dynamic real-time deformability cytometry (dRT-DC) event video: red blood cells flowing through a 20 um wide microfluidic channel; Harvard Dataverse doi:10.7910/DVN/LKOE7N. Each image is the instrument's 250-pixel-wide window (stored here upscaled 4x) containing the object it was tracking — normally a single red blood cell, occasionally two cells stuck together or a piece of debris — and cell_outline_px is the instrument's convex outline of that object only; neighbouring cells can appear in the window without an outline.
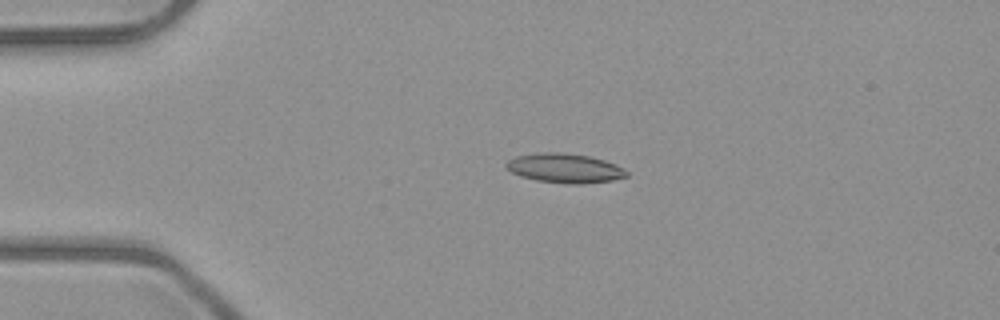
{"species": "common noctule bat (a hibernating species)", "species_latin": "Nyctalus noctula", "temperature_condition": "room temperature", "stored_images_in_passage": 3, "camera_frame_rate_fps": 3000, "um_per_image_px": 0.085, "animal": {"sex": "male", "body_mass_g": 23.1, "forearm_length_mm": 52.7}, "frame": {"image": 1, "passage_image": 2, "time_ms": 2.333, "image_size_px": [1000, 320], "cell_outline_px": [[628, 176], [612, 180], [580, 184], [572, 184], [536, 180], [520, 176], [512, 172], [504, 164], [508, 160], [516, 156], [536, 152], [564, 152], [588, 156], [604, 160], [616, 164], [624, 168], [628, 172]], "centroid_in_image_um": [48.0, 14.28], "position_along_channel_um": 37.0, "area_um2": 20.63}}